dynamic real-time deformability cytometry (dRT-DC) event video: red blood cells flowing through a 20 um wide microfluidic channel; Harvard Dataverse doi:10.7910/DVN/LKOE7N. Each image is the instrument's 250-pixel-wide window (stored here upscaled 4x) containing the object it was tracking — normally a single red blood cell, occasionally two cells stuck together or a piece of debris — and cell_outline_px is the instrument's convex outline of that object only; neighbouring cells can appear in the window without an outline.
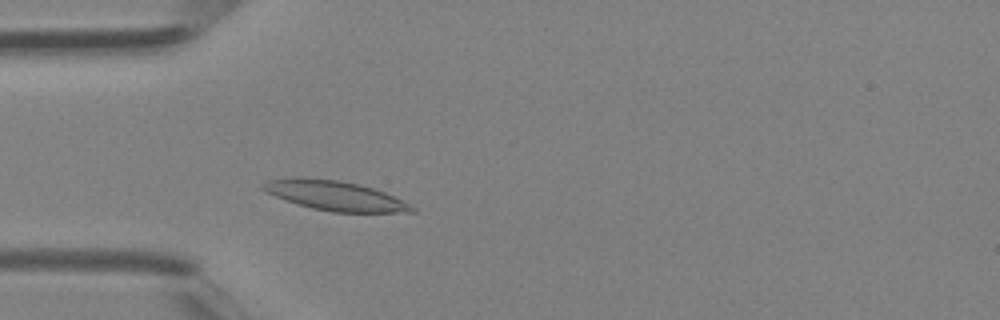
{"species": "Egyptian fruit bat (a non-hibernating species)", "species_latin": "Rousettus aegyptiacus", "temperature_condition": "room temperature", "stored_images_in_passage": 35, "camera_frame_rate_fps": 3000, "um_per_image_px": 0.085, "animal": {"sex": "female"}, "frame": {"image": 1, "passage_image": 7, "time_ms": 2.0, "image_size_px": [1000, 320], "cell_outline_px": [[416, 212], [332, 212], [312, 208], [296, 204], [264, 192], [260, 188], [260, 184], [268, 180], [296, 176], [304, 176], [340, 180], [360, 184], [384, 192], [416, 208]], "centroid_in_image_um": [28.37, 16.6], "position_along_channel_um": 56.6, "area_um2": 25.95}}
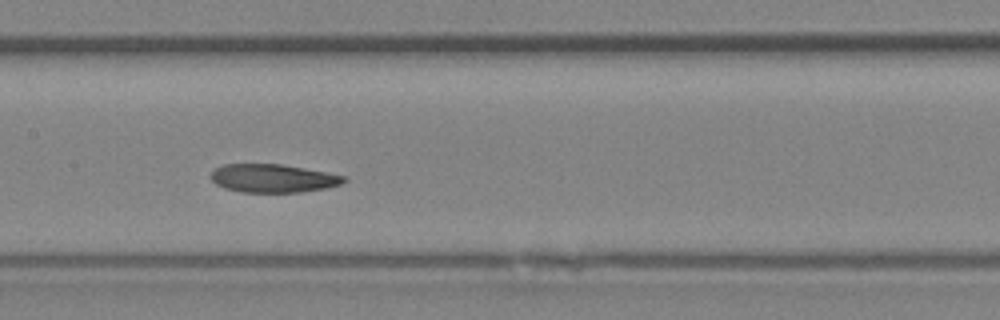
{"frame": {"image": 2, "passage_image": 15, "time_ms": 4.667, "image_size_px": [1000, 320], "cell_outline_px": [[348, 180], [340, 184], [324, 188], [300, 192], [244, 192], [224, 188], [216, 184], [208, 176], [216, 168], [224, 164], [280, 164], [304, 168], [348, 176]], "centroid_in_image_um": [23.21, 15.15], "position_along_channel_um": 184.2, "area_um2": 21.91}}
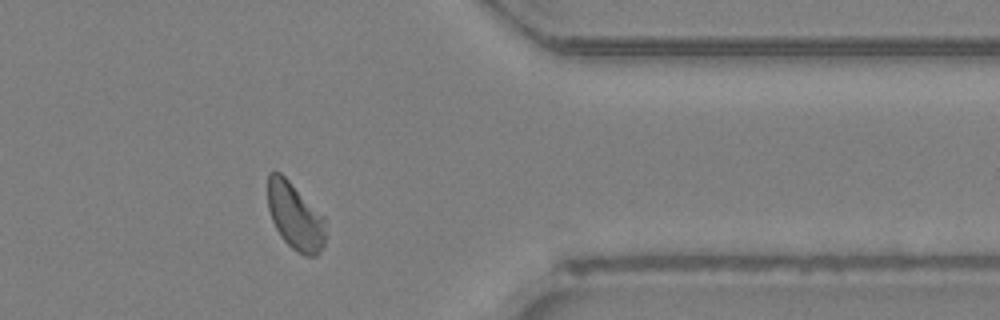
{"frame": {"image": 3, "passage_image": 28, "time_ms": 9.0, "image_size_px": [1000, 320], "cell_outline_px": [[324, 244], [316, 256], [304, 256], [292, 248], [280, 236], [272, 220], [268, 208], [268, 172], [280, 172], [324, 216]], "centroid_in_image_um": [25.07, 18.39], "position_along_channel_um": 386.3, "area_um2": 22.25}}